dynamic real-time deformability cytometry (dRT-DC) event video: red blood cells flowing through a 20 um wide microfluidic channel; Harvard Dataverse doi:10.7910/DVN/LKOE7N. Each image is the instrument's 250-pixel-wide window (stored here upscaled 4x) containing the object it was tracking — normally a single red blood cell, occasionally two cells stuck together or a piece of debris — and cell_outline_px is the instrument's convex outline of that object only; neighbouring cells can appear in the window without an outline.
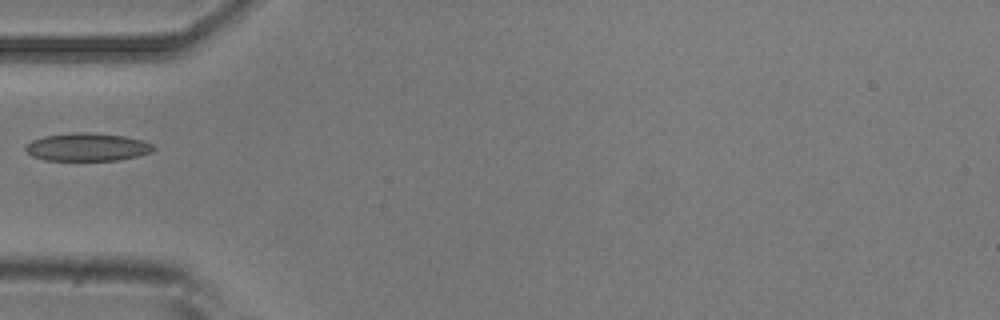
{"species": "common noctule bat (a hibernating species)", "species_latin": "Nyctalus noctula", "temperature_condition": "room temperature", "stored_images_in_passage": 6, "camera_frame_rate_fps": 3000, "um_per_image_px": 0.085, "animal": {"sex": "male", "body_mass_g": 20.5, "forearm_length_mm": 52.5}, "frame": {"image": 1, "passage_image": 5, "time_ms": 1.333, "image_size_px": [1000, 320], "cell_outline_px": [[156, 148], [152, 152], [120, 160], [44, 160], [32, 156], [24, 148], [24, 144], [32, 140], [44, 136], [72, 132], [92, 132], [124, 136], [144, 140], [152, 144]], "centroid_in_image_um": [7.41, 12.49], "position_along_channel_um": 77.6, "area_um2": 21.04}}
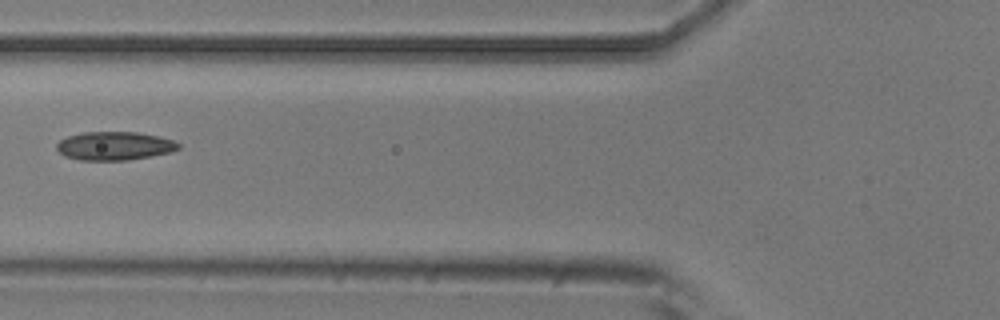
{"frame": {"image": 2, "passage_image": 6, "time_ms": 1.667, "image_size_px": [1000, 320], "cell_outline_px": [[180, 148], [168, 152], [152, 156], [128, 160], [80, 160], [64, 156], [56, 148], [56, 144], [60, 140], [68, 136], [84, 132], [136, 132], [160, 136], [172, 140], [180, 144]], "centroid_in_image_um": [9.72, 12.4], "position_along_channel_um": 116.1, "area_um2": 20.17}}